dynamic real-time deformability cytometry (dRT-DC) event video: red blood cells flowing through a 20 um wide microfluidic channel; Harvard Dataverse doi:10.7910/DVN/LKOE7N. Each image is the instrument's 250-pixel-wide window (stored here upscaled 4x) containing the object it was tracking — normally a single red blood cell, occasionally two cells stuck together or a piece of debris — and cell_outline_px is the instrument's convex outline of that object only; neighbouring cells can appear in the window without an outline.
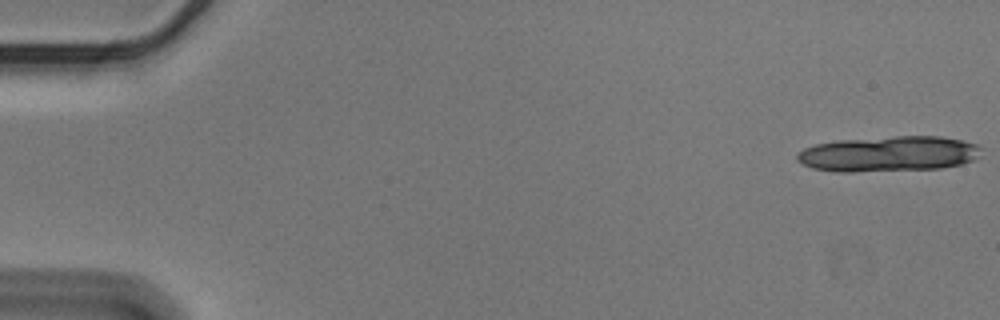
{"species": "Egyptian fruit bat (a non-hibernating species)", "species_latin": "Rousettus aegyptiacus", "temperature_condition": "cold", "stored_images_in_passage": 21, "segment_of_instrument_passage": [1, 2], "camera_frame_rate_fps": 3000, "um_per_image_px": 0.085, "animal": {"sex": "male"}, "frame": {"image": 1, "passage_image": 1, "time_ms": 0.0, "image_size_px": [1000, 320], "cell_outline_px": [[980, 148], [976, 156], [972, 160], [960, 164], [940, 168], [852, 172], [836, 172], [812, 168], [796, 160], [796, 156], [804, 148], [816, 144], [840, 140], [896, 136], [940, 136], [960, 140], [976, 144]], "centroid_in_image_um": [75.48, 13.08], "position_along_channel_um": 9.5, "area_um2": 37.69}}